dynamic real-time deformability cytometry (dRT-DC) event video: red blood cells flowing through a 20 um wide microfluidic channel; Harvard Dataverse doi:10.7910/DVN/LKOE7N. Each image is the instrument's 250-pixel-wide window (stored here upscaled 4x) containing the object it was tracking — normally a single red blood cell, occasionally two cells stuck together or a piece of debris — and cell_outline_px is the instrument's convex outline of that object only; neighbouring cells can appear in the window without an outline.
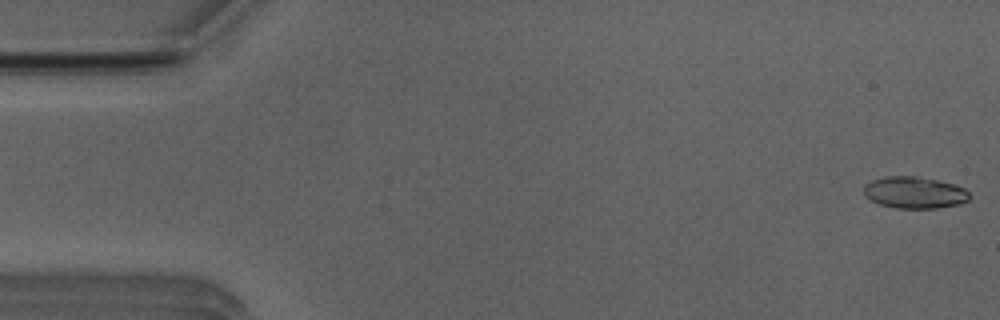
{"species": "Egyptian fruit bat (a non-hibernating species)", "species_latin": "Rousettus aegyptiacus", "temperature_condition": "room temperature", "stored_images_in_passage": 51, "camera_frame_rate_fps": 3000, "um_per_image_px": 0.085, "animal": {"sex": "male"}, "frame": {"image": 1, "passage_image": 1, "time_ms": 0.0, "image_size_px": [1000, 320], "cell_outline_px": [[968, 200], [960, 204], [936, 208], [896, 208], [880, 204], [864, 196], [864, 184], [872, 180], [888, 176], [916, 176], [936, 180], [952, 184], [964, 188], [968, 192]], "centroid_in_image_um": [77.7, 16.37], "position_along_channel_um": 7.3, "area_um2": 19.36}}
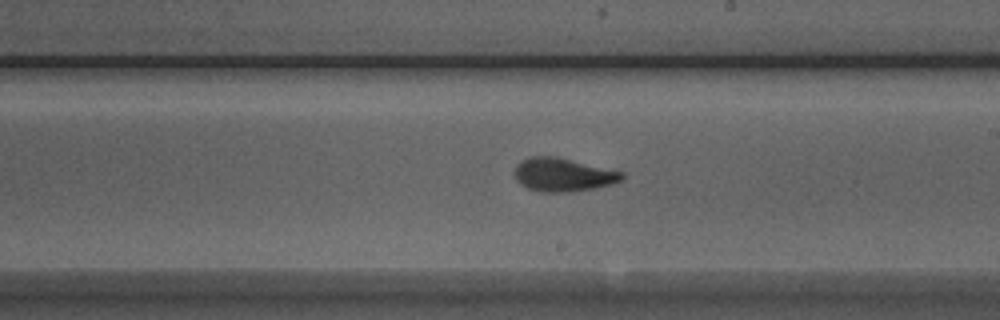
{"frame": {"image": 2, "passage_image": 29, "time_ms": 9.333, "image_size_px": [1000, 320], "cell_outline_px": [[624, 176], [620, 180], [612, 184], [596, 188], [564, 192], [540, 192], [528, 188], [520, 184], [516, 180], [516, 164], [520, 160], [528, 156], [556, 156], [624, 172]], "centroid_in_image_um": [47.84, 14.84], "position_along_channel_um": 241.2, "area_um2": 20.92}}
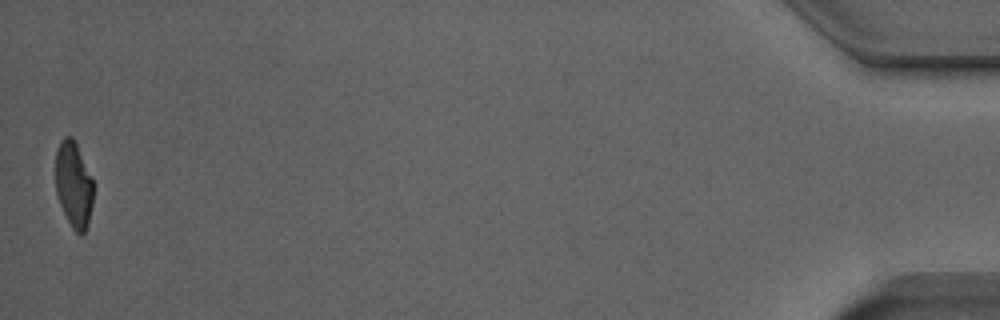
{"frame": {"image": 3, "passage_image": 51, "time_ms": 16.667, "image_size_px": [1000, 320], "cell_outline_px": [[92, 204], [88, 224], [84, 232], [80, 236], [72, 228], [60, 204], [56, 192], [56, 152], [60, 140], [64, 136], [72, 136], [76, 144], [92, 180]], "centroid_in_image_um": [6.24, 15.7], "position_along_channel_um": 429.0, "area_um2": 18.55}, "authors_computed_cell_mechanics": {"area_um2": 20.3456, "velocity_mm_per_s": 3.9601, "shape_relaxation_time_tau1_ms": 4.0853, "shape_relaxation_time_tau2_ms": 1.4204, "deformation_change_tau1": 0.1732, "deformation_change_tau2": 0.0747}}